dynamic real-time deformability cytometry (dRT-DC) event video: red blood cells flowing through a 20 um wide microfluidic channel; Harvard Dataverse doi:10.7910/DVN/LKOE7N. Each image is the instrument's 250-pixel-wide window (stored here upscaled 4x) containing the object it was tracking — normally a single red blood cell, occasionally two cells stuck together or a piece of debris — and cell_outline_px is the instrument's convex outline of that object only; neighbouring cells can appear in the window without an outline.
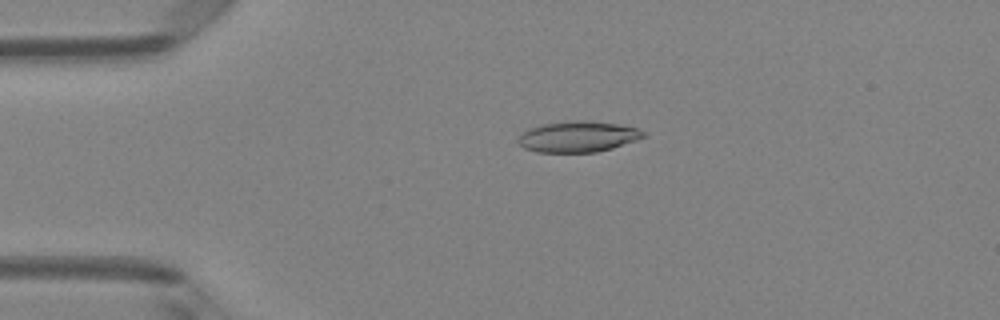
{"species": "Egyptian fruit bat (a non-hibernating species)", "species_latin": "Rousettus aegyptiacus", "temperature_condition": "room temperature", "stored_images_in_passage": 5, "camera_frame_rate_fps": 3000, "um_per_image_px": 0.085, "animal": {"sex": "female"}, "frame": {"image": 1, "passage_image": 4, "time_ms": 1.0, "image_size_px": [1000, 320], "cell_outline_px": [[644, 136], [636, 140], [612, 148], [596, 152], [536, 152], [524, 148], [520, 144], [520, 136], [524, 132], [532, 128], [544, 124], [572, 120], [588, 120], [616, 124], [636, 128], [644, 132]], "centroid_in_image_um": [49.14, 11.62], "position_along_channel_um": 35.9, "area_um2": 22.14}}